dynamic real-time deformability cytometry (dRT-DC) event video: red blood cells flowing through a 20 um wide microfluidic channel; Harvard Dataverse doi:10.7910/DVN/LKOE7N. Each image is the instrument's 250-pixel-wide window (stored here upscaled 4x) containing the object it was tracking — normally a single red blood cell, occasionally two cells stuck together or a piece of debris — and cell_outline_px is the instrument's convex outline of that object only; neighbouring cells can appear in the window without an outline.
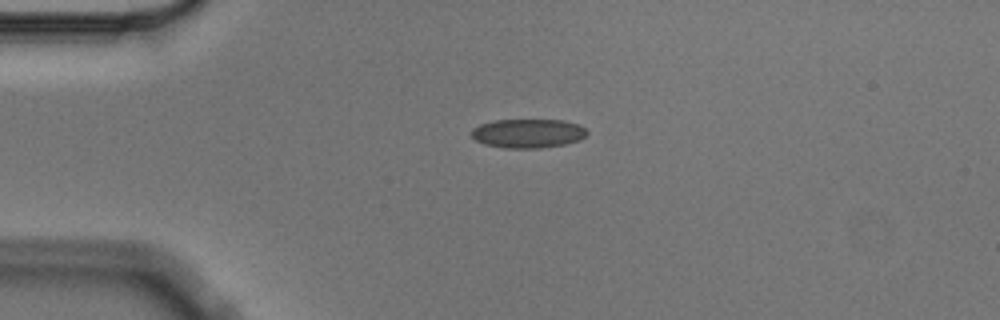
{"species": "Egyptian fruit bat (a non-hibernating species)", "species_latin": "Rousettus aegyptiacus", "temperature_condition": "cold", "stored_images_in_passage": 5, "camera_frame_rate_fps": 3000, "um_per_image_px": 0.085, "animal": {"sex": "male"}, "frame": {"image": 1, "passage_image": 3, "time_ms": 0.667, "image_size_px": [1000, 320], "cell_outline_px": [[588, 132], [580, 140], [564, 144], [540, 148], [504, 148], [484, 144], [476, 140], [472, 136], [472, 128], [480, 124], [492, 120], [564, 120], [580, 124]], "centroid_in_image_um": [44.88, 11.33], "position_along_channel_um": 40.1, "area_um2": 19.59}}
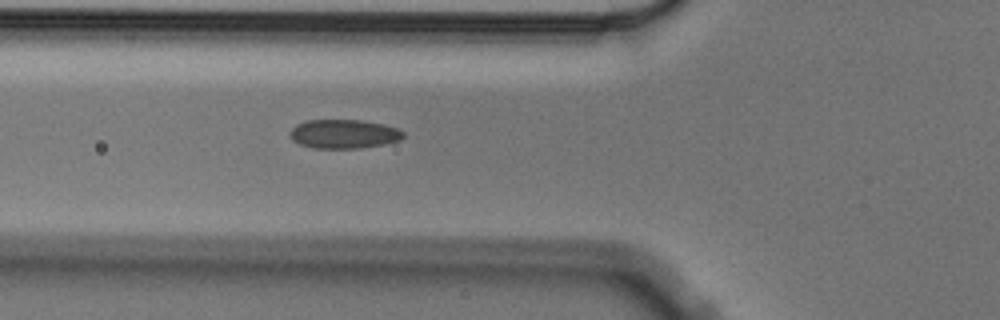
{"frame": {"image": 2, "passage_image": 5, "time_ms": 1.333, "image_size_px": [1000, 320], "cell_outline_px": [[404, 136], [400, 140], [384, 144], [360, 148], [312, 148], [300, 144], [292, 140], [288, 132], [296, 124], [308, 120], [360, 120], [384, 124], [400, 128], [404, 132]], "centroid_in_image_um": [29.23, 11.38], "position_along_channel_um": 96.6, "area_um2": 19.31}}